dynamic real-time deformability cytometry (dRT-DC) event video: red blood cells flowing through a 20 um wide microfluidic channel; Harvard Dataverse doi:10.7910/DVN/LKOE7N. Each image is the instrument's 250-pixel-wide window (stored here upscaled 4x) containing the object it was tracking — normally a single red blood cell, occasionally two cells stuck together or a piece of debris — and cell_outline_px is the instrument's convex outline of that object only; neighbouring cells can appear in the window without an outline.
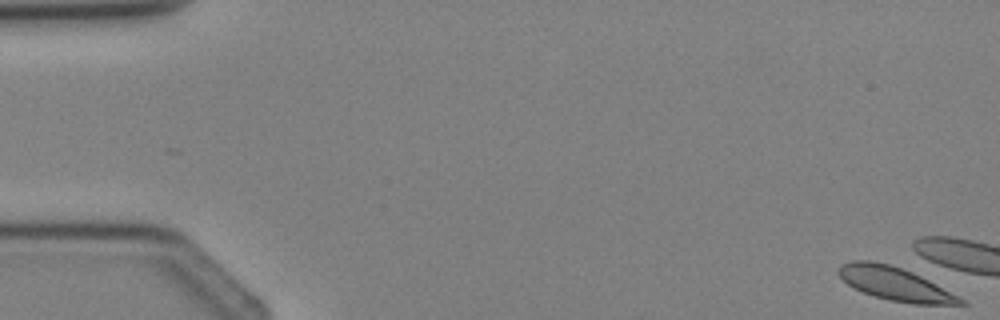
{"species": "Egyptian fruit bat (a non-hibernating species)", "species_latin": "Rousettus aegyptiacus", "temperature_condition": "cold", "stored_images_in_passage": 4, "camera_frame_rate_fps": 3000, "um_per_image_px": 0.085, "animal": {"sex": "female"}, "frame": {"image": 1, "passage_image": 4, "time_ms": 3.333, "image_size_px": [1000, 320], "cell_outline_px": [[968, 304], [912, 304], [892, 300], [876, 296], [864, 292], [848, 284], [836, 272], [840, 264], [852, 260], [872, 260], [888, 264], [912, 272], [936, 284], [964, 300]], "centroid_in_image_um": [76.03, 24.1], "position_along_channel_um": 9.0, "area_um2": 23.18}}